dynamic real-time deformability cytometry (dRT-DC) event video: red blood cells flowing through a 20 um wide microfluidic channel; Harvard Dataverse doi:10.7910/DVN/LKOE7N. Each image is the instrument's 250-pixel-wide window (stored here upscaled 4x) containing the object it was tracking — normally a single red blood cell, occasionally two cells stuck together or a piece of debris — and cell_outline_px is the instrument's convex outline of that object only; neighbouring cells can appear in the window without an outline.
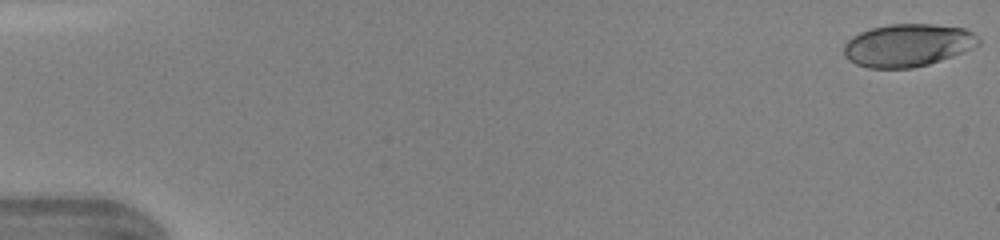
{"species": "human", "species_latin": "Homo sapiens", "temperature_condition": "warm", "stored_images_in_passage": 47, "camera_frame_rate_fps": 3000, "um_per_image_px": 0.085, "donor": {"sex": "female"}, "frame": {"image": 1, "passage_image": 1, "time_ms": 0.0, "image_size_px": [1000, 240], "cell_outline_px": [[980, 44], [972, 48], [952, 56], [928, 64], [912, 68], [868, 68], [856, 64], [848, 60], [844, 56], [844, 44], [852, 36], [860, 32], [872, 28], [888, 24], [932, 24], [964, 28], [972, 32], [980, 40]], "centroid_in_image_um": [77.13, 3.84], "position_along_channel_um": 7.9, "area_um2": 33.47}}
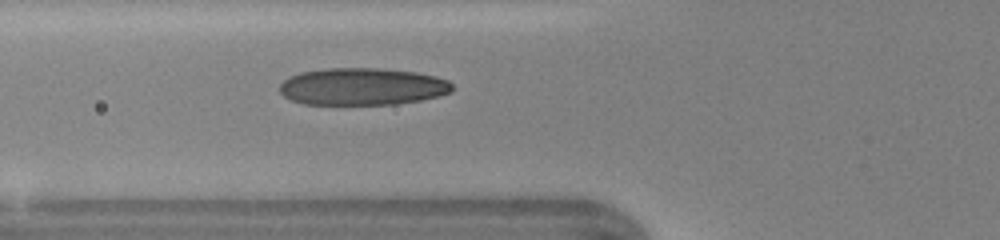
{"frame": {"image": 2, "passage_image": 18, "time_ms": 5.667, "image_size_px": [1000, 240], "cell_outline_px": [[452, 92], [440, 96], [420, 100], [396, 104], [304, 104], [292, 100], [284, 96], [280, 92], [280, 84], [284, 80], [300, 72], [328, 68], [384, 68], [416, 72], [436, 76], [448, 80], [452, 84]], "centroid_in_image_um": [30.83, 7.35], "position_along_channel_um": 95.0, "area_um2": 37.51}}
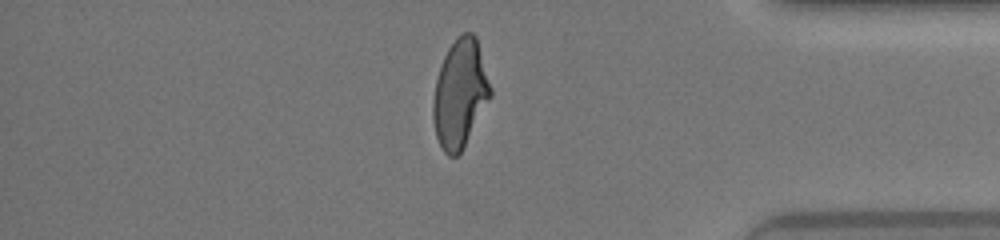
{"frame": {"image": 3, "passage_image": 40, "time_ms": 13.0, "image_size_px": [1000, 240], "cell_outline_px": [[492, 96], [460, 152], [456, 156], [448, 156], [444, 152], [436, 136], [432, 116], [432, 104], [436, 80], [440, 64], [448, 48], [456, 36], [464, 32], [472, 32], [476, 36], [492, 88]], "centroid_in_image_um": [39.1, 7.92], "position_along_channel_um": 396.1, "area_um2": 36.18}, "authors_computed_cell_mechanics": {"area_um2": 36.125, "velocity_mm_per_s": 4.3932, "shape_relaxation_time_tau1_ms": 4.9822, "shape_relaxation_time_tau2_ms": 0.7593, "deformation_change_tau1": 0.2115, "deformation_change_tau2": 0.0766}}